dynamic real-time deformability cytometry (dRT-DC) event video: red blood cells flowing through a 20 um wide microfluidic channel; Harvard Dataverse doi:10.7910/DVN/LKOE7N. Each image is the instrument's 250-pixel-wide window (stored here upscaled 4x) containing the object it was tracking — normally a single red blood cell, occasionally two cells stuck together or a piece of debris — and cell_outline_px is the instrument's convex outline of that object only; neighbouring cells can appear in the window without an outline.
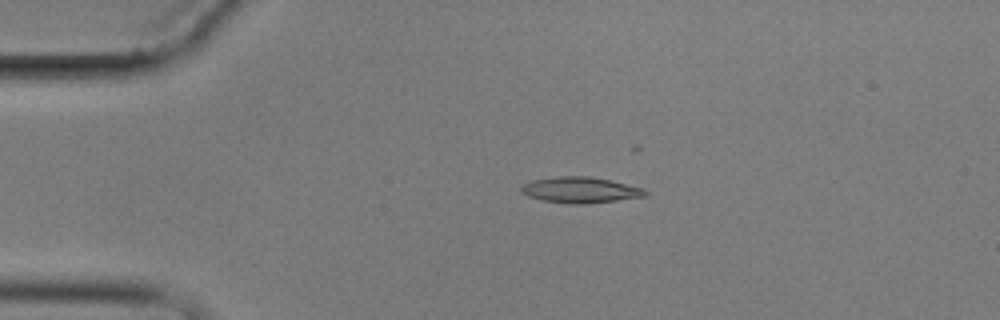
{"species": "common noctule bat (a hibernating species)", "species_latin": "Nyctalus noctula", "temperature_condition": "cold", "stored_images_in_passage": 7, "camera_frame_rate_fps": 3000, "um_per_image_px": 0.085, "animal": {"sex": "male", "body_mass_g": 17.9}, "frame": {"image": 1, "passage_image": 3, "time_ms": 3.333, "image_size_px": [1000, 320], "cell_outline_px": [[648, 196], [584, 204], [568, 204], [544, 200], [528, 196], [520, 192], [520, 188], [524, 184], [532, 180], [556, 176], [588, 176], [608, 180], [644, 188], [648, 192]], "centroid_in_image_um": [49.32, 16.15], "position_along_channel_um": 35.7, "area_um2": 18.67}}
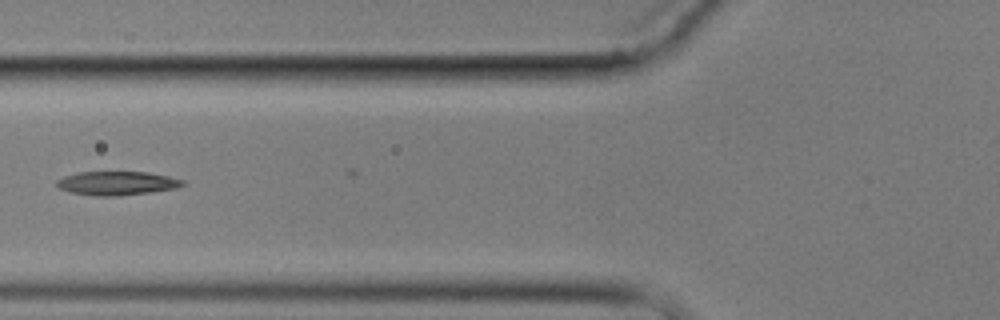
{"frame": {"image": 2, "passage_image": 6, "time_ms": 6.667, "image_size_px": [1000, 320], "cell_outline_px": [[184, 184], [176, 188], [152, 192], [116, 196], [92, 196], [68, 192], [60, 188], [56, 184], [56, 180], [64, 176], [80, 172], [148, 172], [168, 176], [184, 180]], "centroid_in_image_um": [9.92, 15.58], "position_along_channel_um": 115.9, "area_um2": 17.51}}